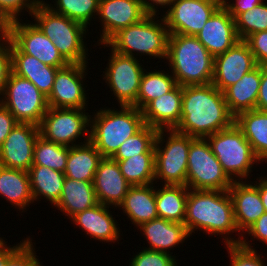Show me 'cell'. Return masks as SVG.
Segmentation results:
<instances>
[{
    "instance_id": "1",
    "label": "cell",
    "mask_w": 267,
    "mask_h": 266,
    "mask_svg": "<svg viewBox=\"0 0 267 266\" xmlns=\"http://www.w3.org/2000/svg\"><path fill=\"white\" fill-rule=\"evenodd\" d=\"M181 120L175 131L206 138L234 124L224 94L212 83L182 87Z\"/></svg>"
},
{
    "instance_id": "2",
    "label": "cell",
    "mask_w": 267,
    "mask_h": 266,
    "mask_svg": "<svg viewBox=\"0 0 267 266\" xmlns=\"http://www.w3.org/2000/svg\"><path fill=\"white\" fill-rule=\"evenodd\" d=\"M184 225L191 236L199 229L212 236L224 235L221 237L226 245L240 244L243 237L235 223L233 203L228 190L189 189ZM234 232H238L239 237L232 238L230 235Z\"/></svg>"
},
{
    "instance_id": "3",
    "label": "cell",
    "mask_w": 267,
    "mask_h": 266,
    "mask_svg": "<svg viewBox=\"0 0 267 266\" xmlns=\"http://www.w3.org/2000/svg\"><path fill=\"white\" fill-rule=\"evenodd\" d=\"M166 60L178 85L212 83L214 57L196 36L169 34Z\"/></svg>"
},
{
    "instance_id": "4",
    "label": "cell",
    "mask_w": 267,
    "mask_h": 266,
    "mask_svg": "<svg viewBox=\"0 0 267 266\" xmlns=\"http://www.w3.org/2000/svg\"><path fill=\"white\" fill-rule=\"evenodd\" d=\"M119 107L120 110L100 108L90 116L89 141L103 157H112L126 139L145 125L141 110Z\"/></svg>"
},
{
    "instance_id": "5",
    "label": "cell",
    "mask_w": 267,
    "mask_h": 266,
    "mask_svg": "<svg viewBox=\"0 0 267 266\" xmlns=\"http://www.w3.org/2000/svg\"><path fill=\"white\" fill-rule=\"evenodd\" d=\"M168 37L164 18L158 14H147L139 22L119 30L106 43L99 45L111 47L117 53L135 58L149 55L151 58L166 60Z\"/></svg>"
},
{
    "instance_id": "6",
    "label": "cell",
    "mask_w": 267,
    "mask_h": 266,
    "mask_svg": "<svg viewBox=\"0 0 267 266\" xmlns=\"http://www.w3.org/2000/svg\"><path fill=\"white\" fill-rule=\"evenodd\" d=\"M35 25L46 35L68 63H88L86 33L88 29L64 15L53 12L41 1L32 12ZM88 56V57H87Z\"/></svg>"
},
{
    "instance_id": "7",
    "label": "cell",
    "mask_w": 267,
    "mask_h": 266,
    "mask_svg": "<svg viewBox=\"0 0 267 266\" xmlns=\"http://www.w3.org/2000/svg\"><path fill=\"white\" fill-rule=\"evenodd\" d=\"M206 138L223 171L232 181H246L254 164L261 162L235 123Z\"/></svg>"
},
{
    "instance_id": "8",
    "label": "cell",
    "mask_w": 267,
    "mask_h": 266,
    "mask_svg": "<svg viewBox=\"0 0 267 266\" xmlns=\"http://www.w3.org/2000/svg\"><path fill=\"white\" fill-rule=\"evenodd\" d=\"M194 138L174 129L158 130L155 139L156 184L162 180V185L186 186L188 152Z\"/></svg>"
},
{
    "instance_id": "9",
    "label": "cell",
    "mask_w": 267,
    "mask_h": 266,
    "mask_svg": "<svg viewBox=\"0 0 267 266\" xmlns=\"http://www.w3.org/2000/svg\"><path fill=\"white\" fill-rule=\"evenodd\" d=\"M232 182L213 154L207 138L195 137L188 152L186 187L194 190L226 191Z\"/></svg>"
},
{
    "instance_id": "10",
    "label": "cell",
    "mask_w": 267,
    "mask_h": 266,
    "mask_svg": "<svg viewBox=\"0 0 267 266\" xmlns=\"http://www.w3.org/2000/svg\"><path fill=\"white\" fill-rule=\"evenodd\" d=\"M0 103L18 123L39 125L49 106L47 97L30 81L10 73Z\"/></svg>"
},
{
    "instance_id": "11",
    "label": "cell",
    "mask_w": 267,
    "mask_h": 266,
    "mask_svg": "<svg viewBox=\"0 0 267 266\" xmlns=\"http://www.w3.org/2000/svg\"><path fill=\"white\" fill-rule=\"evenodd\" d=\"M87 109H69L49 107L39 126L44 139L57 144L72 147L89 142L90 114ZM89 114V115H88ZM81 143L76 140L84 137ZM76 144H75V143Z\"/></svg>"
},
{
    "instance_id": "12",
    "label": "cell",
    "mask_w": 267,
    "mask_h": 266,
    "mask_svg": "<svg viewBox=\"0 0 267 266\" xmlns=\"http://www.w3.org/2000/svg\"><path fill=\"white\" fill-rule=\"evenodd\" d=\"M139 60L141 59L122 55L111 49L108 66L102 75L119 106L136 107L141 78L145 70Z\"/></svg>"
},
{
    "instance_id": "13",
    "label": "cell",
    "mask_w": 267,
    "mask_h": 266,
    "mask_svg": "<svg viewBox=\"0 0 267 266\" xmlns=\"http://www.w3.org/2000/svg\"><path fill=\"white\" fill-rule=\"evenodd\" d=\"M221 5L222 0H173L162 17L169 34L195 36Z\"/></svg>"
},
{
    "instance_id": "14",
    "label": "cell",
    "mask_w": 267,
    "mask_h": 266,
    "mask_svg": "<svg viewBox=\"0 0 267 266\" xmlns=\"http://www.w3.org/2000/svg\"><path fill=\"white\" fill-rule=\"evenodd\" d=\"M87 65L88 63H69L57 70L52 91L47 97L49 107L88 109V93L83 83L88 74Z\"/></svg>"
},
{
    "instance_id": "15",
    "label": "cell",
    "mask_w": 267,
    "mask_h": 266,
    "mask_svg": "<svg viewBox=\"0 0 267 266\" xmlns=\"http://www.w3.org/2000/svg\"><path fill=\"white\" fill-rule=\"evenodd\" d=\"M21 20L9 23L8 37L23 53L51 67L62 68L69 64L52 40L44 35L33 21L30 23L28 20V23H24Z\"/></svg>"
},
{
    "instance_id": "16",
    "label": "cell",
    "mask_w": 267,
    "mask_h": 266,
    "mask_svg": "<svg viewBox=\"0 0 267 266\" xmlns=\"http://www.w3.org/2000/svg\"><path fill=\"white\" fill-rule=\"evenodd\" d=\"M39 135L38 125L17 123L0 146V165L28 172Z\"/></svg>"
},
{
    "instance_id": "17",
    "label": "cell",
    "mask_w": 267,
    "mask_h": 266,
    "mask_svg": "<svg viewBox=\"0 0 267 266\" xmlns=\"http://www.w3.org/2000/svg\"><path fill=\"white\" fill-rule=\"evenodd\" d=\"M256 66L249 45L245 40H239L230 49L214 57L212 84L223 92Z\"/></svg>"
},
{
    "instance_id": "18",
    "label": "cell",
    "mask_w": 267,
    "mask_h": 266,
    "mask_svg": "<svg viewBox=\"0 0 267 266\" xmlns=\"http://www.w3.org/2000/svg\"><path fill=\"white\" fill-rule=\"evenodd\" d=\"M147 14L141 0H100L97 18H100L103 29L98 46L106 43L119 30L139 22Z\"/></svg>"
},
{
    "instance_id": "19",
    "label": "cell",
    "mask_w": 267,
    "mask_h": 266,
    "mask_svg": "<svg viewBox=\"0 0 267 266\" xmlns=\"http://www.w3.org/2000/svg\"><path fill=\"white\" fill-rule=\"evenodd\" d=\"M195 36L213 57L224 53L240 40L234 18L222 5Z\"/></svg>"
},
{
    "instance_id": "20",
    "label": "cell",
    "mask_w": 267,
    "mask_h": 266,
    "mask_svg": "<svg viewBox=\"0 0 267 266\" xmlns=\"http://www.w3.org/2000/svg\"><path fill=\"white\" fill-rule=\"evenodd\" d=\"M130 186L122 175L118 162L111 157H103L93 181L98 203L117 209Z\"/></svg>"
},
{
    "instance_id": "21",
    "label": "cell",
    "mask_w": 267,
    "mask_h": 266,
    "mask_svg": "<svg viewBox=\"0 0 267 266\" xmlns=\"http://www.w3.org/2000/svg\"><path fill=\"white\" fill-rule=\"evenodd\" d=\"M228 193L233 203L236 226L244 236V231L265 213L259 190L253 182L233 181Z\"/></svg>"
},
{
    "instance_id": "22",
    "label": "cell",
    "mask_w": 267,
    "mask_h": 266,
    "mask_svg": "<svg viewBox=\"0 0 267 266\" xmlns=\"http://www.w3.org/2000/svg\"><path fill=\"white\" fill-rule=\"evenodd\" d=\"M182 86L150 101L141 111L145 124L157 130H172L181 120Z\"/></svg>"
},
{
    "instance_id": "23",
    "label": "cell",
    "mask_w": 267,
    "mask_h": 266,
    "mask_svg": "<svg viewBox=\"0 0 267 266\" xmlns=\"http://www.w3.org/2000/svg\"><path fill=\"white\" fill-rule=\"evenodd\" d=\"M110 206L96 204L91 208L74 215L71 220L80 229L84 230L87 236H91L100 242H117L120 238V227L113 218Z\"/></svg>"
},
{
    "instance_id": "24",
    "label": "cell",
    "mask_w": 267,
    "mask_h": 266,
    "mask_svg": "<svg viewBox=\"0 0 267 266\" xmlns=\"http://www.w3.org/2000/svg\"><path fill=\"white\" fill-rule=\"evenodd\" d=\"M11 66L12 73L30 80L46 97L50 95L59 68L48 66L39 59L23 53L12 41Z\"/></svg>"
},
{
    "instance_id": "25",
    "label": "cell",
    "mask_w": 267,
    "mask_h": 266,
    "mask_svg": "<svg viewBox=\"0 0 267 266\" xmlns=\"http://www.w3.org/2000/svg\"><path fill=\"white\" fill-rule=\"evenodd\" d=\"M139 231L143 232L145 240L149 246L146 250L171 253L169 250L177 247L190 237V234L184 224L155 218L151 221L142 223ZM168 250V251H167Z\"/></svg>"
},
{
    "instance_id": "26",
    "label": "cell",
    "mask_w": 267,
    "mask_h": 266,
    "mask_svg": "<svg viewBox=\"0 0 267 266\" xmlns=\"http://www.w3.org/2000/svg\"><path fill=\"white\" fill-rule=\"evenodd\" d=\"M153 184L130 186L118 209H122L135 227L158 218L156 188Z\"/></svg>"
},
{
    "instance_id": "27",
    "label": "cell",
    "mask_w": 267,
    "mask_h": 266,
    "mask_svg": "<svg viewBox=\"0 0 267 266\" xmlns=\"http://www.w3.org/2000/svg\"><path fill=\"white\" fill-rule=\"evenodd\" d=\"M260 81L261 65H257L250 72L244 74L238 82L223 91L229 111L234 116L256 108Z\"/></svg>"
},
{
    "instance_id": "28",
    "label": "cell",
    "mask_w": 267,
    "mask_h": 266,
    "mask_svg": "<svg viewBox=\"0 0 267 266\" xmlns=\"http://www.w3.org/2000/svg\"><path fill=\"white\" fill-rule=\"evenodd\" d=\"M96 204L98 200L93 182L65 178L60 199L55 207L70 219Z\"/></svg>"
},
{
    "instance_id": "29",
    "label": "cell",
    "mask_w": 267,
    "mask_h": 266,
    "mask_svg": "<svg viewBox=\"0 0 267 266\" xmlns=\"http://www.w3.org/2000/svg\"><path fill=\"white\" fill-rule=\"evenodd\" d=\"M0 196L19 211L26 212L30 203H34L29 173L0 165Z\"/></svg>"
},
{
    "instance_id": "30",
    "label": "cell",
    "mask_w": 267,
    "mask_h": 266,
    "mask_svg": "<svg viewBox=\"0 0 267 266\" xmlns=\"http://www.w3.org/2000/svg\"><path fill=\"white\" fill-rule=\"evenodd\" d=\"M234 123L250 143L255 156L267 161V112L259 110L243 111L235 116Z\"/></svg>"
},
{
    "instance_id": "31",
    "label": "cell",
    "mask_w": 267,
    "mask_h": 266,
    "mask_svg": "<svg viewBox=\"0 0 267 266\" xmlns=\"http://www.w3.org/2000/svg\"><path fill=\"white\" fill-rule=\"evenodd\" d=\"M103 156L89 141L69 147L68 159L64 175L77 181H94L95 172Z\"/></svg>"
},
{
    "instance_id": "32",
    "label": "cell",
    "mask_w": 267,
    "mask_h": 266,
    "mask_svg": "<svg viewBox=\"0 0 267 266\" xmlns=\"http://www.w3.org/2000/svg\"><path fill=\"white\" fill-rule=\"evenodd\" d=\"M28 173L33 200L43 198L55 206L62 193L64 173L44 166H31Z\"/></svg>"
},
{
    "instance_id": "33",
    "label": "cell",
    "mask_w": 267,
    "mask_h": 266,
    "mask_svg": "<svg viewBox=\"0 0 267 266\" xmlns=\"http://www.w3.org/2000/svg\"><path fill=\"white\" fill-rule=\"evenodd\" d=\"M161 187H156L158 217L184 224L189 189L183 185L163 184Z\"/></svg>"
},
{
    "instance_id": "34",
    "label": "cell",
    "mask_w": 267,
    "mask_h": 266,
    "mask_svg": "<svg viewBox=\"0 0 267 266\" xmlns=\"http://www.w3.org/2000/svg\"><path fill=\"white\" fill-rule=\"evenodd\" d=\"M144 70L141 78L139 92L136 100V108L142 110L150 101L173 90L178 84L174 76L164 70ZM170 73V75H169Z\"/></svg>"
},
{
    "instance_id": "35",
    "label": "cell",
    "mask_w": 267,
    "mask_h": 266,
    "mask_svg": "<svg viewBox=\"0 0 267 266\" xmlns=\"http://www.w3.org/2000/svg\"><path fill=\"white\" fill-rule=\"evenodd\" d=\"M115 161L131 186L155 183V152H145L139 156Z\"/></svg>"
},
{
    "instance_id": "36",
    "label": "cell",
    "mask_w": 267,
    "mask_h": 266,
    "mask_svg": "<svg viewBox=\"0 0 267 266\" xmlns=\"http://www.w3.org/2000/svg\"><path fill=\"white\" fill-rule=\"evenodd\" d=\"M68 153V146L46 140L39 135L34 145L32 166H44L64 173Z\"/></svg>"
},
{
    "instance_id": "37",
    "label": "cell",
    "mask_w": 267,
    "mask_h": 266,
    "mask_svg": "<svg viewBox=\"0 0 267 266\" xmlns=\"http://www.w3.org/2000/svg\"><path fill=\"white\" fill-rule=\"evenodd\" d=\"M55 1V2H54ZM54 6L45 3L53 12L64 15L88 28L98 13L100 0H54ZM52 5V6H51ZM94 16V17H93Z\"/></svg>"
},
{
    "instance_id": "38",
    "label": "cell",
    "mask_w": 267,
    "mask_h": 266,
    "mask_svg": "<svg viewBox=\"0 0 267 266\" xmlns=\"http://www.w3.org/2000/svg\"><path fill=\"white\" fill-rule=\"evenodd\" d=\"M157 132V129L145 124L136 134L126 139L111 158L125 160L145 152H155Z\"/></svg>"
},
{
    "instance_id": "39",
    "label": "cell",
    "mask_w": 267,
    "mask_h": 266,
    "mask_svg": "<svg viewBox=\"0 0 267 266\" xmlns=\"http://www.w3.org/2000/svg\"><path fill=\"white\" fill-rule=\"evenodd\" d=\"M265 1L267 0L234 18L236 32L240 40H246L256 32L267 30V2Z\"/></svg>"
},
{
    "instance_id": "40",
    "label": "cell",
    "mask_w": 267,
    "mask_h": 266,
    "mask_svg": "<svg viewBox=\"0 0 267 266\" xmlns=\"http://www.w3.org/2000/svg\"><path fill=\"white\" fill-rule=\"evenodd\" d=\"M248 237L241 239L240 244H227L226 248L230 256V266H266L264 260L261 257L262 254H258L255 248H252V244Z\"/></svg>"
},
{
    "instance_id": "41",
    "label": "cell",
    "mask_w": 267,
    "mask_h": 266,
    "mask_svg": "<svg viewBox=\"0 0 267 266\" xmlns=\"http://www.w3.org/2000/svg\"><path fill=\"white\" fill-rule=\"evenodd\" d=\"M176 256L171 253L143 250L131 258L129 266H178Z\"/></svg>"
},
{
    "instance_id": "42",
    "label": "cell",
    "mask_w": 267,
    "mask_h": 266,
    "mask_svg": "<svg viewBox=\"0 0 267 266\" xmlns=\"http://www.w3.org/2000/svg\"><path fill=\"white\" fill-rule=\"evenodd\" d=\"M42 0H0V14L8 21V23L20 20L23 10L29 13V16L36 9V6Z\"/></svg>"
},
{
    "instance_id": "43",
    "label": "cell",
    "mask_w": 267,
    "mask_h": 266,
    "mask_svg": "<svg viewBox=\"0 0 267 266\" xmlns=\"http://www.w3.org/2000/svg\"><path fill=\"white\" fill-rule=\"evenodd\" d=\"M30 237L7 259L5 266H43Z\"/></svg>"
},
{
    "instance_id": "44",
    "label": "cell",
    "mask_w": 267,
    "mask_h": 266,
    "mask_svg": "<svg viewBox=\"0 0 267 266\" xmlns=\"http://www.w3.org/2000/svg\"><path fill=\"white\" fill-rule=\"evenodd\" d=\"M257 65H267V30L250 35L246 40Z\"/></svg>"
},
{
    "instance_id": "45",
    "label": "cell",
    "mask_w": 267,
    "mask_h": 266,
    "mask_svg": "<svg viewBox=\"0 0 267 266\" xmlns=\"http://www.w3.org/2000/svg\"><path fill=\"white\" fill-rule=\"evenodd\" d=\"M11 72V40L8 37L0 42V97Z\"/></svg>"
},
{
    "instance_id": "46",
    "label": "cell",
    "mask_w": 267,
    "mask_h": 266,
    "mask_svg": "<svg viewBox=\"0 0 267 266\" xmlns=\"http://www.w3.org/2000/svg\"><path fill=\"white\" fill-rule=\"evenodd\" d=\"M229 1L222 0V6L235 18L238 14L251 10L264 0H232V3Z\"/></svg>"
},
{
    "instance_id": "47",
    "label": "cell",
    "mask_w": 267,
    "mask_h": 266,
    "mask_svg": "<svg viewBox=\"0 0 267 266\" xmlns=\"http://www.w3.org/2000/svg\"><path fill=\"white\" fill-rule=\"evenodd\" d=\"M17 123L10 111L0 103V146Z\"/></svg>"
},
{
    "instance_id": "48",
    "label": "cell",
    "mask_w": 267,
    "mask_h": 266,
    "mask_svg": "<svg viewBox=\"0 0 267 266\" xmlns=\"http://www.w3.org/2000/svg\"><path fill=\"white\" fill-rule=\"evenodd\" d=\"M251 236L252 240H259L267 244V213L265 212L244 234ZM254 238V239H253Z\"/></svg>"
},
{
    "instance_id": "49",
    "label": "cell",
    "mask_w": 267,
    "mask_h": 266,
    "mask_svg": "<svg viewBox=\"0 0 267 266\" xmlns=\"http://www.w3.org/2000/svg\"><path fill=\"white\" fill-rule=\"evenodd\" d=\"M255 109L267 112V65H261V81Z\"/></svg>"
},
{
    "instance_id": "50",
    "label": "cell",
    "mask_w": 267,
    "mask_h": 266,
    "mask_svg": "<svg viewBox=\"0 0 267 266\" xmlns=\"http://www.w3.org/2000/svg\"><path fill=\"white\" fill-rule=\"evenodd\" d=\"M29 237L21 240L20 243L10 246L7 242L0 237V266H5L7 259L28 239ZM8 245V246H7Z\"/></svg>"
},
{
    "instance_id": "51",
    "label": "cell",
    "mask_w": 267,
    "mask_h": 266,
    "mask_svg": "<svg viewBox=\"0 0 267 266\" xmlns=\"http://www.w3.org/2000/svg\"><path fill=\"white\" fill-rule=\"evenodd\" d=\"M173 0H141L143 8L148 14H159L158 7L168 8Z\"/></svg>"
},
{
    "instance_id": "52",
    "label": "cell",
    "mask_w": 267,
    "mask_h": 266,
    "mask_svg": "<svg viewBox=\"0 0 267 266\" xmlns=\"http://www.w3.org/2000/svg\"><path fill=\"white\" fill-rule=\"evenodd\" d=\"M258 178H259V180L255 181V183H253V184L259 190L265 212L267 213V175H266V177L260 176Z\"/></svg>"
},
{
    "instance_id": "53",
    "label": "cell",
    "mask_w": 267,
    "mask_h": 266,
    "mask_svg": "<svg viewBox=\"0 0 267 266\" xmlns=\"http://www.w3.org/2000/svg\"><path fill=\"white\" fill-rule=\"evenodd\" d=\"M9 33V23L8 21L0 14V42L8 38Z\"/></svg>"
}]
</instances>
